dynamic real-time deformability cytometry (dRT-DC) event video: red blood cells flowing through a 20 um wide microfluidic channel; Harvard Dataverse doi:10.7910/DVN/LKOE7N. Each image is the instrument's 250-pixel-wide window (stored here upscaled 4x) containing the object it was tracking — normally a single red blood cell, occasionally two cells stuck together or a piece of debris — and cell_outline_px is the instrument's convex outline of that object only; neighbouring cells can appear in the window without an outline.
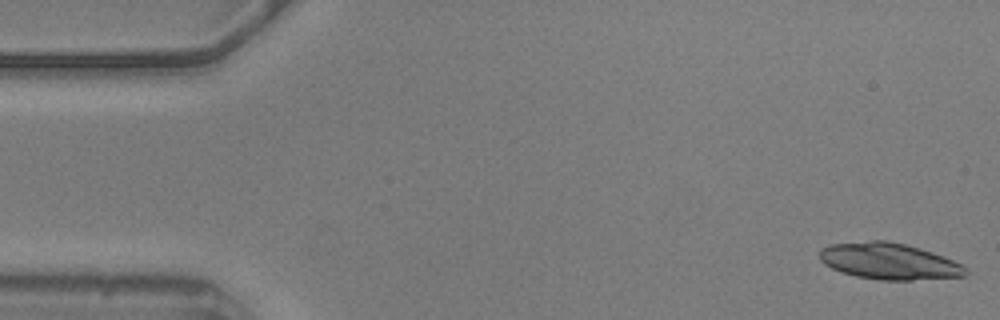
{"species": "common noctule bat (a hibernating species)", "species_latin": "Nyctalus noctula", "temperature_condition": "warm", "stored_images_in_passage": 14, "camera_frame_rate_fps": 3000, "um_per_image_px": 0.085, "animal": {"sex": "male", "body_mass_g": 20.5, "forearm_length_mm": 52.5}, "frame": {"image": 1, "passage_image": 1, "time_ms": 0.0, "image_size_px": [1000, 320], "cell_outline_px": [[968, 272], [964, 276], [912, 280], [880, 280], [856, 276], [832, 268], [824, 264], [820, 260], [820, 248], [832, 244], [872, 240], [888, 240], [920, 248], [932, 252], [952, 260], [968, 268]], "centroid_in_image_um": [75.56, 22.2], "position_along_channel_um": 9.4, "area_um2": 30.81}}